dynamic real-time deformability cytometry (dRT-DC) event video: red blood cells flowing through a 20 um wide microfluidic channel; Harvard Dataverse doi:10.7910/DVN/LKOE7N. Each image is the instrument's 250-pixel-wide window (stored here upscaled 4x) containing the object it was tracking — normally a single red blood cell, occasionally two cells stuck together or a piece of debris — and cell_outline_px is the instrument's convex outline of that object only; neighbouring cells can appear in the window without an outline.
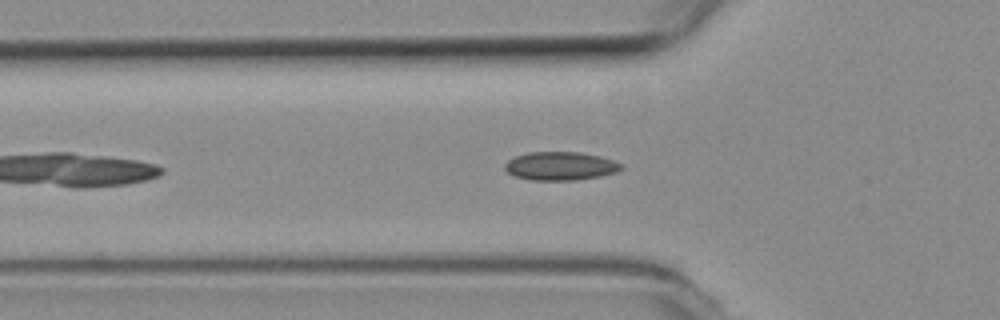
{"species": "common noctule bat (a hibernating species)", "species_latin": "Nyctalus noctula", "temperature_condition": "room temperature", "stored_images_in_passage": 24, "camera_frame_rate_fps": 3000, "um_per_image_px": 0.085, "animal": {"sex": "female", "body_mass_g": 19.3, "forearm_length_mm": 54.1}, "frame": {"image": 1, "passage_image": 4, "time_ms": 1.0, "image_size_px": [1000, 320], "cell_outline_px": [[624, 168], [616, 172], [600, 176], [576, 180], [528, 180], [512, 176], [504, 168], [504, 164], [508, 160], [516, 156], [528, 152], [580, 152], [600, 156], [624, 164]], "centroid_in_image_um": [47.63, 14.11], "position_along_channel_um": 78.2, "area_um2": 19.48}}
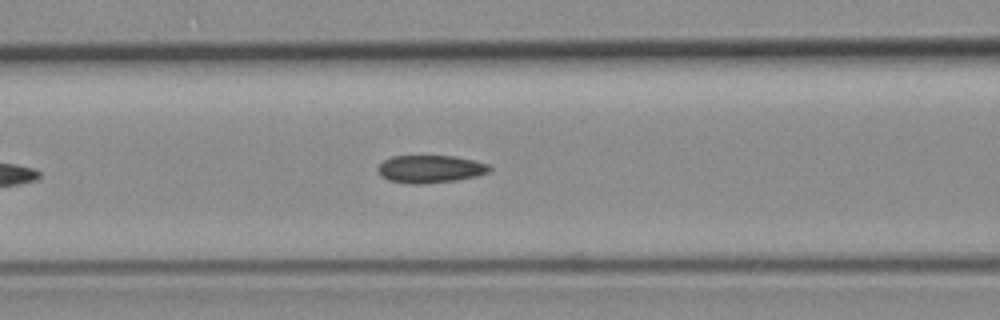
{"frame": {"image": 2, "passage_image": 8, "time_ms": 2.333, "image_size_px": [1000, 320], "cell_outline_px": [[492, 168], [488, 172], [476, 176], [456, 180], [420, 184], [408, 184], [388, 180], [380, 176], [376, 168], [384, 160], [392, 156], [456, 156], [476, 160], [488, 164]], "centroid_in_image_um": [36.56, 14.36], "position_along_channel_um": 130.0, "area_um2": 18.15}}